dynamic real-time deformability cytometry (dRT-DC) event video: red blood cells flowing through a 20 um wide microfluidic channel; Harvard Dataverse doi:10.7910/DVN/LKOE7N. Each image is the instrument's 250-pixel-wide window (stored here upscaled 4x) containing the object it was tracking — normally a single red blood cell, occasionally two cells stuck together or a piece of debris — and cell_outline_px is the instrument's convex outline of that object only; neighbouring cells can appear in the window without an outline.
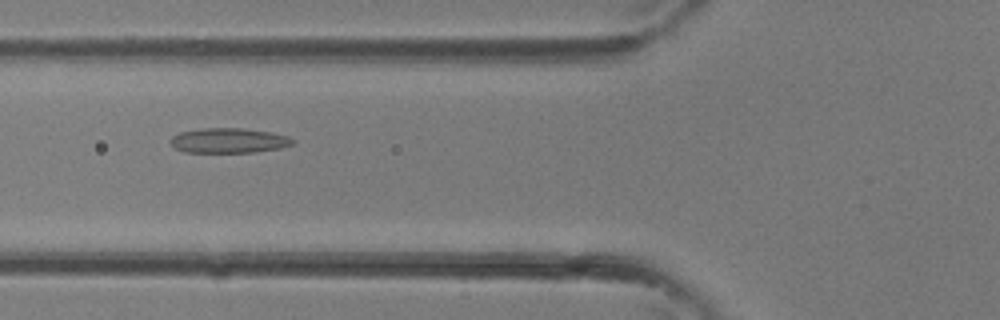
{"species": "common noctule bat (a hibernating species)", "species_latin": "Nyctalus noctula", "temperature_condition": "room temperature", "stored_images_in_passage": 27, "camera_frame_rate_fps": 3000, "um_per_image_px": 0.085, "animal": {"sex": "female"}, "frame": {"image": 1, "passage_image": 5, "time_ms": 1.333, "image_size_px": [1000, 320], "cell_outline_px": [[296, 140], [292, 144], [280, 148], [256, 152], [184, 152], [176, 148], [172, 144], [172, 136], [180, 132], [204, 128], [244, 128], [268, 132], [288, 136]], "centroid_in_image_um": [19.47, 11.94], "position_along_channel_um": 106.3, "area_um2": 17.57}}
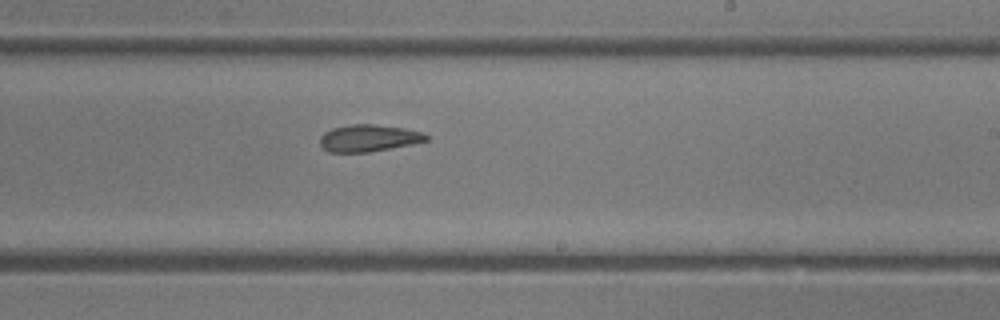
{"frame": {"image": 2, "passage_image": 13, "time_ms": 4.0, "image_size_px": [1000, 320], "cell_outline_px": [[428, 140], [412, 144], [368, 152], [328, 152], [320, 144], [320, 136], [324, 132], [332, 128], [352, 124], [372, 124], [404, 128], [420, 132], [428, 136]], "centroid_in_image_um": [31.3, 11.74], "position_along_channel_um": 257.7, "area_um2": 16.53}}
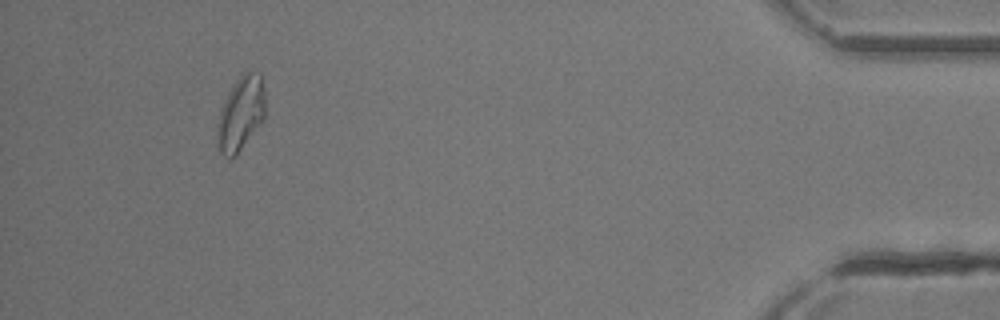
{"frame": {"image": 3, "passage_image": 25, "time_ms": 8.0, "image_size_px": [1000, 320], "cell_outline_px": [[264, 120], [236, 156], [232, 160], [228, 160], [220, 152], [216, 144], [216, 128], [220, 112], [224, 100], [228, 92], [236, 80], [244, 72], [260, 72], [264, 88]], "centroid_in_image_um": [20.44, 9.71], "position_along_channel_um": 414.8, "area_um2": 21.1}}